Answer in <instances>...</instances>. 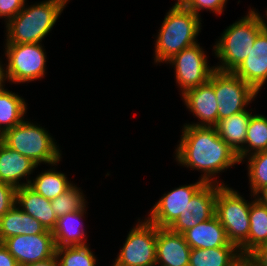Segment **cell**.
<instances>
[{
  "mask_svg": "<svg viewBox=\"0 0 267 266\" xmlns=\"http://www.w3.org/2000/svg\"><path fill=\"white\" fill-rule=\"evenodd\" d=\"M182 129L176 161L203 172L201 180L205 183L219 184L213 179L216 174L240 164L237 154L219 137L215 126L186 124Z\"/></svg>",
  "mask_w": 267,
  "mask_h": 266,
  "instance_id": "6da1fadb",
  "label": "cell"
},
{
  "mask_svg": "<svg viewBox=\"0 0 267 266\" xmlns=\"http://www.w3.org/2000/svg\"><path fill=\"white\" fill-rule=\"evenodd\" d=\"M266 25L260 14L250 9L246 16L225 29L213 47L215 56L221 62L214 66L215 69L234 72L248 57L256 37Z\"/></svg>",
  "mask_w": 267,
  "mask_h": 266,
  "instance_id": "7a4b0ae2",
  "label": "cell"
},
{
  "mask_svg": "<svg viewBox=\"0 0 267 266\" xmlns=\"http://www.w3.org/2000/svg\"><path fill=\"white\" fill-rule=\"evenodd\" d=\"M201 18L184 5L175 3L167 12L155 43V63H163L197 42Z\"/></svg>",
  "mask_w": 267,
  "mask_h": 266,
  "instance_id": "3957f363",
  "label": "cell"
},
{
  "mask_svg": "<svg viewBox=\"0 0 267 266\" xmlns=\"http://www.w3.org/2000/svg\"><path fill=\"white\" fill-rule=\"evenodd\" d=\"M69 0H45L23 9L5 25L6 44L40 43Z\"/></svg>",
  "mask_w": 267,
  "mask_h": 266,
  "instance_id": "277c9868",
  "label": "cell"
},
{
  "mask_svg": "<svg viewBox=\"0 0 267 266\" xmlns=\"http://www.w3.org/2000/svg\"><path fill=\"white\" fill-rule=\"evenodd\" d=\"M0 140L9 148L31 159L37 165L45 163L57 165L61 160V150L45 128L25 121V119L5 131Z\"/></svg>",
  "mask_w": 267,
  "mask_h": 266,
  "instance_id": "5b68a950",
  "label": "cell"
},
{
  "mask_svg": "<svg viewBox=\"0 0 267 266\" xmlns=\"http://www.w3.org/2000/svg\"><path fill=\"white\" fill-rule=\"evenodd\" d=\"M236 190L221 185L215 200V215L225 228L227 238L242 256H248L249 211L251 203Z\"/></svg>",
  "mask_w": 267,
  "mask_h": 266,
  "instance_id": "8992f818",
  "label": "cell"
},
{
  "mask_svg": "<svg viewBox=\"0 0 267 266\" xmlns=\"http://www.w3.org/2000/svg\"><path fill=\"white\" fill-rule=\"evenodd\" d=\"M41 43L5 44V79L12 83H24L44 77L46 55Z\"/></svg>",
  "mask_w": 267,
  "mask_h": 266,
  "instance_id": "52a82bcc",
  "label": "cell"
},
{
  "mask_svg": "<svg viewBox=\"0 0 267 266\" xmlns=\"http://www.w3.org/2000/svg\"><path fill=\"white\" fill-rule=\"evenodd\" d=\"M218 102V121L245 111L258 92L234 72L214 70L209 78Z\"/></svg>",
  "mask_w": 267,
  "mask_h": 266,
  "instance_id": "ba28073f",
  "label": "cell"
},
{
  "mask_svg": "<svg viewBox=\"0 0 267 266\" xmlns=\"http://www.w3.org/2000/svg\"><path fill=\"white\" fill-rule=\"evenodd\" d=\"M157 226L146 218L139 221L123 244L115 259L119 266H157L156 265Z\"/></svg>",
  "mask_w": 267,
  "mask_h": 266,
  "instance_id": "9c48e42d",
  "label": "cell"
},
{
  "mask_svg": "<svg viewBox=\"0 0 267 266\" xmlns=\"http://www.w3.org/2000/svg\"><path fill=\"white\" fill-rule=\"evenodd\" d=\"M207 61L204 50L200 47V44L196 43L183 49L166 62L172 66L174 65L176 83L179 85L182 94L188 89L198 87L209 81L215 67H210Z\"/></svg>",
  "mask_w": 267,
  "mask_h": 266,
  "instance_id": "30bf717a",
  "label": "cell"
},
{
  "mask_svg": "<svg viewBox=\"0 0 267 266\" xmlns=\"http://www.w3.org/2000/svg\"><path fill=\"white\" fill-rule=\"evenodd\" d=\"M2 244L19 266L45 261L56 255L54 237L49 230L43 234L9 237Z\"/></svg>",
  "mask_w": 267,
  "mask_h": 266,
  "instance_id": "8fae6325",
  "label": "cell"
},
{
  "mask_svg": "<svg viewBox=\"0 0 267 266\" xmlns=\"http://www.w3.org/2000/svg\"><path fill=\"white\" fill-rule=\"evenodd\" d=\"M205 183L191 198L183 214L168 227L172 232L183 234L197 224L207 221L215 215V200L218 188L223 184Z\"/></svg>",
  "mask_w": 267,
  "mask_h": 266,
  "instance_id": "7c38bea8",
  "label": "cell"
},
{
  "mask_svg": "<svg viewBox=\"0 0 267 266\" xmlns=\"http://www.w3.org/2000/svg\"><path fill=\"white\" fill-rule=\"evenodd\" d=\"M205 184L200 178L190 185L179 186L165 193L152 207L147 220L159 228H168L183 214L194 194Z\"/></svg>",
  "mask_w": 267,
  "mask_h": 266,
  "instance_id": "4fadbf2b",
  "label": "cell"
},
{
  "mask_svg": "<svg viewBox=\"0 0 267 266\" xmlns=\"http://www.w3.org/2000/svg\"><path fill=\"white\" fill-rule=\"evenodd\" d=\"M234 73L258 93L267 82V25L256 37L248 57Z\"/></svg>",
  "mask_w": 267,
  "mask_h": 266,
  "instance_id": "5bb4252c",
  "label": "cell"
},
{
  "mask_svg": "<svg viewBox=\"0 0 267 266\" xmlns=\"http://www.w3.org/2000/svg\"><path fill=\"white\" fill-rule=\"evenodd\" d=\"M182 99L190 112L200 120V123L187 125L215 126L218 123V102L214 86L209 81L188 89L182 94Z\"/></svg>",
  "mask_w": 267,
  "mask_h": 266,
  "instance_id": "9a60e30c",
  "label": "cell"
},
{
  "mask_svg": "<svg viewBox=\"0 0 267 266\" xmlns=\"http://www.w3.org/2000/svg\"><path fill=\"white\" fill-rule=\"evenodd\" d=\"M191 247L183 234L157 226L156 264L160 266H189Z\"/></svg>",
  "mask_w": 267,
  "mask_h": 266,
  "instance_id": "2e32d148",
  "label": "cell"
},
{
  "mask_svg": "<svg viewBox=\"0 0 267 266\" xmlns=\"http://www.w3.org/2000/svg\"><path fill=\"white\" fill-rule=\"evenodd\" d=\"M38 165L31 159L21 155L18 151L6 146L0 140V181L10 184L16 189L26 186L31 181L28 176ZM27 177L26 182L19 181Z\"/></svg>",
  "mask_w": 267,
  "mask_h": 266,
  "instance_id": "e0dca14e",
  "label": "cell"
},
{
  "mask_svg": "<svg viewBox=\"0 0 267 266\" xmlns=\"http://www.w3.org/2000/svg\"><path fill=\"white\" fill-rule=\"evenodd\" d=\"M191 249H211L215 247H236L227 238L225 228L216 215L183 233Z\"/></svg>",
  "mask_w": 267,
  "mask_h": 266,
  "instance_id": "ac0fdd59",
  "label": "cell"
},
{
  "mask_svg": "<svg viewBox=\"0 0 267 266\" xmlns=\"http://www.w3.org/2000/svg\"><path fill=\"white\" fill-rule=\"evenodd\" d=\"M16 205L38 220L46 230L53 231L55 228L58 218L52 210L51 201L28 185L16 189Z\"/></svg>",
  "mask_w": 267,
  "mask_h": 266,
  "instance_id": "d6986e66",
  "label": "cell"
},
{
  "mask_svg": "<svg viewBox=\"0 0 267 266\" xmlns=\"http://www.w3.org/2000/svg\"><path fill=\"white\" fill-rule=\"evenodd\" d=\"M251 115L245 110L219 120L215 125L219 137L235 151L240 163L244 162V144Z\"/></svg>",
  "mask_w": 267,
  "mask_h": 266,
  "instance_id": "ffe728a7",
  "label": "cell"
},
{
  "mask_svg": "<svg viewBox=\"0 0 267 266\" xmlns=\"http://www.w3.org/2000/svg\"><path fill=\"white\" fill-rule=\"evenodd\" d=\"M84 212H86V206L82 210L67 213L57 219L52 231L56 248L88 245L81 222L83 215L86 214Z\"/></svg>",
  "mask_w": 267,
  "mask_h": 266,
  "instance_id": "44dd1931",
  "label": "cell"
},
{
  "mask_svg": "<svg viewBox=\"0 0 267 266\" xmlns=\"http://www.w3.org/2000/svg\"><path fill=\"white\" fill-rule=\"evenodd\" d=\"M46 231L38 220L26 214L17 205L0 218V243L9 237L43 234Z\"/></svg>",
  "mask_w": 267,
  "mask_h": 266,
  "instance_id": "7402d4cb",
  "label": "cell"
},
{
  "mask_svg": "<svg viewBox=\"0 0 267 266\" xmlns=\"http://www.w3.org/2000/svg\"><path fill=\"white\" fill-rule=\"evenodd\" d=\"M24 98L10 90H0V136L24 120L27 111Z\"/></svg>",
  "mask_w": 267,
  "mask_h": 266,
  "instance_id": "603a6c76",
  "label": "cell"
},
{
  "mask_svg": "<svg viewBox=\"0 0 267 266\" xmlns=\"http://www.w3.org/2000/svg\"><path fill=\"white\" fill-rule=\"evenodd\" d=\"M241 257L237 247L191 249L189 266H233Z\"/></svg>",
  "mask_w": 267,
  "mask_h": 266,
  "instance_id": "cb8c5ba5",
  "label": "cell"
},
{
  "mask_svg": "<svg viewBox=\"0 0 267 266\" xmlns=\"http://www.w3.org/2000/svg\"><path fill=\"white\" fill-rule=\"evenodd\" d=\"M72 185L64 173L56 172L55 169L40 173L28 184L31 189L49 200L58 197Z\"/></svg>",
  "mask_w": 267,
  "mask_h": 266,
  "instance_id": "d4e9b609",
  "label": "cell"
},
{
  "mask_svg": "<svg viewBox=\"0 0 267 266\" xmlns=\"http://www.w3.org/2000/svg\"><path fill=\"white\" fill-rule=\"evenodd\" d=\"M249 220L248 255L260 245L267 243V205L256 197L250 205Z\"/></svg>",
  "mask_w": 267,
  "mask_h": 266,
  "instance_id": "484cf974",
  "label": "cell"
},
{
  "mask_svg": "<svg viewBox=\"0 0 267 266\" xmlns=\"http://www.w3.org/2000/svg\"><path fill=\"white\" fill-rule=\"evenodd\" d=\"M246 133L244 158L267 150V117L261 114L251 115Z\"/></svg>",
  "mask_w": 267,
  "mask_h": 266,
  "instance_id": "4316f807",
  "label": "cell"
},
{
  "mask_svg": "<svg viewBox=\"0 0 267 266\" xmlns=\"http://www.w3.org/2000/svg\"><path fill=\"white\" fill-rule=\"evenodd\" d=\"M59 266H96V257L89 245L56 248Z\"/></svg>",
  "mask_w": 267,
  "mask_h": 266,
  "instance_id": "83f0119b",
  "label": "cell"
},
{
  "mask_svg": "<svg viewBox=\"0 0 267 266\" xmlns=\"http://www.w3.org/2000/svg\"><path fill=\"white\" fill-rule=\"evenodd\" d=\"M248 178L253 197L267 185V150L248 155Z\"/></svg>",
  "mask_w": 267,
  "mask_h": 266,
  "instance_id": "f1b7e54d",
  "label": "cell"
},
{
  "mask_svg": "<svg viewBox=\"0 0 267 266\" xmlns=\"http://www.w3.org/2000/svg\"><path fill=\"white\" fill-rule=\"evenodd\" d=\"M50 201L57 218L67 213L82 210L87 203L83 192L76 185H72L67 191Z\"/></svg>",
  "mask_w": 267,
  "mask_h": 266,
  "instance_id": "f546056e",
  "label": "cell"
},
{
  "mask_svg": "<svg viewBox=\"0 0 267 266\" xmlns=\"http://www.w3.org/2000/svg\"><path fill=\"white\" fill-rule=\"evenodd\" d=\"M227 0H177L176 3L184 5L187 9L200 17V10L213 11L217 15L224 11Z\"/></svg>",
  "mask_w": 267,
  "mask_h": 266,
  "instance_id": "4dcf8cb0",
  "label": "cell"
},
{
  "mask_svg": "<svg viewBox=\"0 0 267 266\" xmlns=\"http://www.w3.org/2000/svg\"><path fill=\"white\" fill-rule=\"evenodd\" d=\"M16 205V188L0 181V218Z\"/></svg>",
  "mask_w": 267,
  "mask_h": 266,
  "instance_id": "1f68e13d",
  "label": "cell"
},
{
  "mask_svg": "<svg viewBox=\"0 0 267 266\" xmlns=\"http://www.w3.org/2000/svg\"><path fill=\"white\" fill-rule=\"evenodd\" d=\"M26 0H0V18L6 23L15 17L25 5Z\"/></svg>",
  "mask_w": 267,
  "mask_h": 266,
  "instance_id": "d6a6232c",
  "label": "cell"
},
{
  "mask_svg": "<svg viewBox=\"0 0 267 266\" xmlns=\"http://www.w3.org/2000/svg\"><path fill=\"white\" fill-rule=\"evenodd\" d=\"M248 257L256 266H267V243L257 247Z\"/></svg>",
  "mask_w": 267,
  "mask_h": 266,
  "instance_id": "836d02e7",
  "label": "cell"
},
{
  "mask_svg": "<svg viewBox=\"0 0 267 266\" xmlns=\"http://www.w3.org/2000/svg\"><path fill=\"white\" fill-rule=\"evenodd\" d=\"M0 266H19L16 259L2 243H0Z\"/></svg>",
  "mask_w": 267,
  "mask_h": 266,
  "instance_id": "e575fe53",
  "label": "cell"
},
{
  "mask_svg": "<svg viewBox=\"0 0 267 266\" xmlns=\"http://www.w3.org/2000/svg\"><path fill=\"white\" fill-rule=\"evenodd\" d=\"M25 266H59V263H58V259H57L56 255H55L54 257H51L45 261L31 263V264H27Z\"/></svg>",
  "mask_w": 267,
  "mask_h": 266,
  "instance_id": "d590c367",
  "label": "cell"
},
{
  "mask_svg": "<svg viewBox=\"0 0 267 266\" xmlns=\"http://www.w3.org/2000/svg\"><path fill=\"white\" fill-rule=\"evenodd\" d=\"M233 266H256V265L248 256H242Z\"/></svg>",
  "mask_w": 267,
  "mask_h": 266,
  "instance_id": "8d00e7d4",
  "label": "cell"
},
{
  "mask_svg": "<svg viewBox=\"0 0 267 266\" xmlns=\"http://www.w3.org/2000/svg\"><path fill=\"white\" fill-rule=\"evenodd\" d=\"M261 194V195H259ZM255 197H258L257 199L262 202L263 204L267 205V185H265L263 188H261L255 195Z\"/></svg>",
  "mask_w": 267,
  "mask_h": 266,
  "instance_id": "74e56055",
  "label": "cell"
},
{
  "mask_svg": "<svg viewBox=\"0 0 267 266\" xmlns=\"http://www.w3.org/2000/svg\"><path fill=\"white\" fill-rule=\"evenodd\" d=\"M1 63L0 61V90L4 87L5 84H3L5 82V72H4V65Z\"/></svg>",
  "mask_w": 267,
  "mask_h": 266,
  "instance_id": "f35d334b",
  "label": "cell"
},
{
  "mask_svg": "<svg viewBox=\"0 0 267 266\" xmlns=\"http://www.w3.org/2000/svg\"><path fill=\"white\" fill-rule=\"evenodd\" d=\"M112 266H119V265L114 262Z\"/></svg>",
  "mask_w": 267,
  "mask_h": 266,
  "instance_id": "ab89813d",
  "label": "cell"
}]
</instances>
